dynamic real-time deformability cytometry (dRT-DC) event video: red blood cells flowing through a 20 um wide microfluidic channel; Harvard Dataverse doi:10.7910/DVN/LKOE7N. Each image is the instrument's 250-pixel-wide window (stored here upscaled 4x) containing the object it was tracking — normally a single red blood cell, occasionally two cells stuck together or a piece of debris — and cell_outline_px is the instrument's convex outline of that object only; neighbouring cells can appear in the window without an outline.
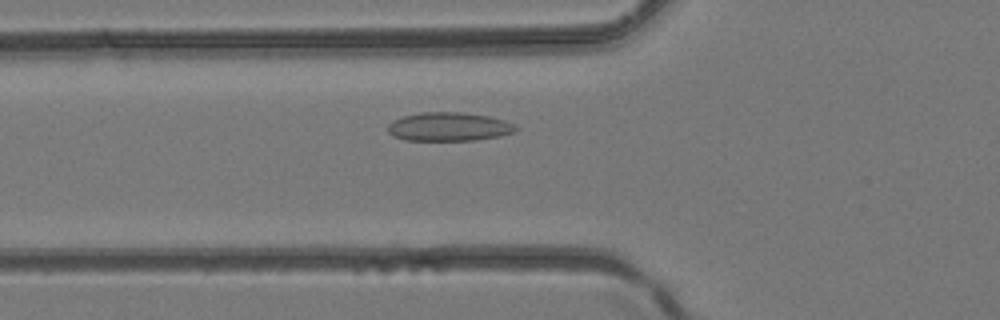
{"species": "common noctule bat (a hibernating species)", "species_latin": "Nyctalus noctula", "temperature_condition": "room temperature", "stored_images_in_passage": 18, "camera_frame_rate_fps": 3000, "um_per_image_px": 0.085, "animal": {"sex": "female", "body_mass_g": 24.6, "forearm_length_mm": 56.2}, "frame": {"image": 1, "passage_image": 10, "time_ms": 3.0, "image_size_px": [1000, 320], "cell_outline_px": [[520, 128], [516, 132], [500, 136], [476, 140], [404, 140], [392, 136], [388, 132], [388, 124], [392, 120], [404, 116], [420, 112], [464, 112], [488, 116], [504, 120], [516, 124]], "centroid_in_image_um": [38.18, 10.77], "position_along_channel_um": 87.6, "area_um2": 21.68}}
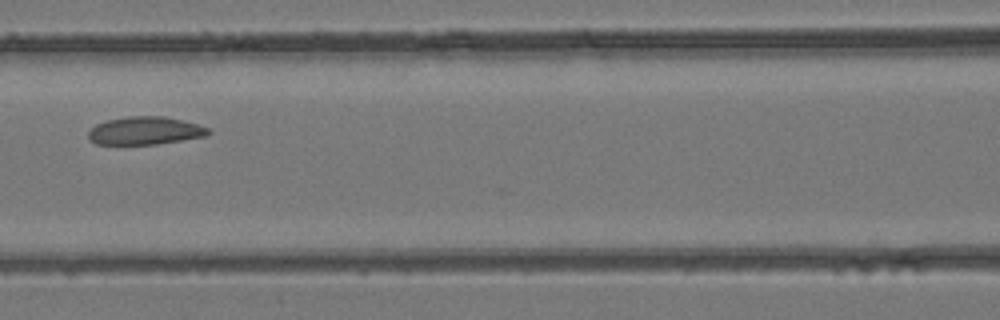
{"frame": {"image": 2, "passage_image": 14, "time_ms": 4.333, "image_size_px": [1000, 320], "cell_outline_px": [[212, 132], [204, 136], [156, 144], [96, 144], [88, 136], [88, 132], [96, 124], [108, 120], [128, 116], [164, 116], [196, 124], [208, 128]], "centroid_in_image_um": [12.31, 11.1], "position_along_channel_um": 154.3, "area_um2": 19.19}}
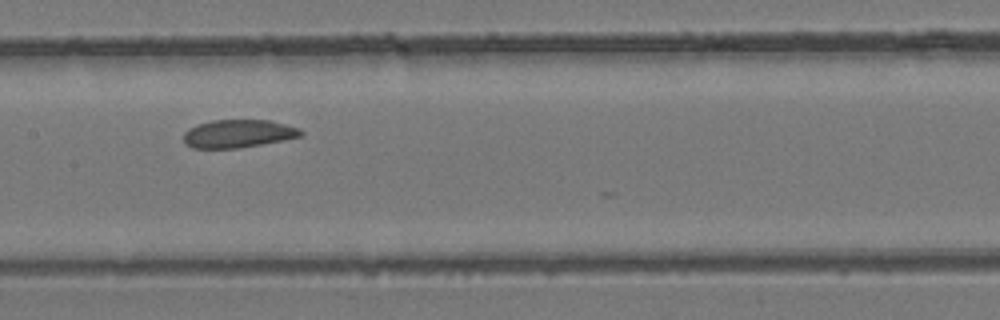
{"frame": {"image": 3, "passage_image": 16, "time_ms": 5.0, "image_size_px": [1000, 320], "cell_outline_px": [[304, 136], [284, 140], [236, 148], [192, 148], [184, 144], [184, 132], [188, 128], [196, 124], [212, 120], [268, 120], [300, 128], [304, 132]], "centroid_in_image_um": [20.24, 11.36], "position_along_channel_um": 187.2, "area_um2": 19.25}}